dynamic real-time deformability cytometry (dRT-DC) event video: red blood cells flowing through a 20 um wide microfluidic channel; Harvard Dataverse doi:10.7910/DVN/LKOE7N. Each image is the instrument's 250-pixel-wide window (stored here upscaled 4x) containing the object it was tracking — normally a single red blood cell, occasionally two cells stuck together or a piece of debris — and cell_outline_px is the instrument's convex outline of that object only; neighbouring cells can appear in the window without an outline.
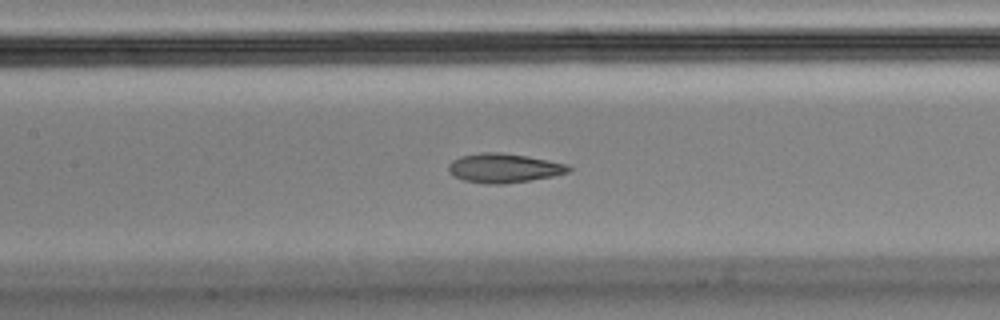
{"species": "Egyptian fruit bat (a non-hibernating species)", "species_latin": "Rousettus aegyptiacus", "temperature_condition": "cold", "stored_images_in_passage": 57, "camera_frame_rate_fps": 3000, "um_per_image_px": 0.085, "animal": {"sex": "male"}, "frame": {"image": 1, "passage_image": 25, "time_ms": 8.0, "image_size_px": [1000, 320], "cell_outline_px": [[572, 168], [568, 172], [552, 176], [504, 184], [484, 184], [464, 180], [448, 172], [448, 164], [452, 160], [460, 156], [480, 152], [500, 152], [548, 160], [568, 164]], "centroid_in_image_um": [42.8, 14.28], "position_along_channel_um": 164.6, "area_um2": 20.35}, "authors_computed_cell_mechanics": {"area_um2": 20.5768, "velocity_mm_per_s": 3.4667, "shape_relaxation_time_tau1_ms": null, "shape_relaxation_time_tau2_ms": 1.3908, "deformation_change_tau1": null, "deformation_change_tau2": 0.0746}}